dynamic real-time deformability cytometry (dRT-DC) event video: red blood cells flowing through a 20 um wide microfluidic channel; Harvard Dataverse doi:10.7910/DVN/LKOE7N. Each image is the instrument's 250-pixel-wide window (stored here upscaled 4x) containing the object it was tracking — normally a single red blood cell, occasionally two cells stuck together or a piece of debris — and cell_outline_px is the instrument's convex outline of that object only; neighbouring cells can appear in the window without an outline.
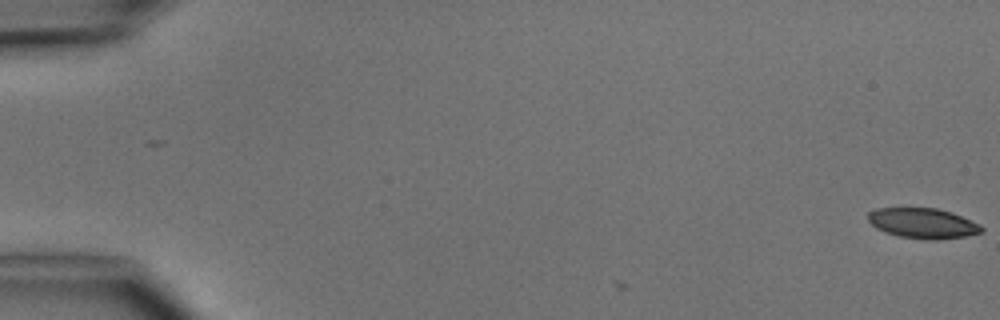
{"species": "common noctule bat (a hibernating species)", "species_latin": "Nyctalus noctula", "temperature_condition": "cold", "stored_images_in_passage": 5, "camera_frame_rate_fps": 3000, "um_per_image_px": 0.085, "animal": {"sex": "male", "body_mass_g": 15.6}, "frame": {"image": 1, "passage_image": 1, "time_ms": 0.0, "image_size_px": [1000, 320], "cell_outline_px": [[984, 232], [964, 236], [936, 240], [900, 236], [884, 232], [876, 228], [868, 220], [868, 212], [876, 208], [936, 208], [952, 212], [980, 224], [984, 228]], "centroid_in_image_um": [78.45, 18.97], "position_along_channel_um": 6.5, "area_um2": 19.94}}
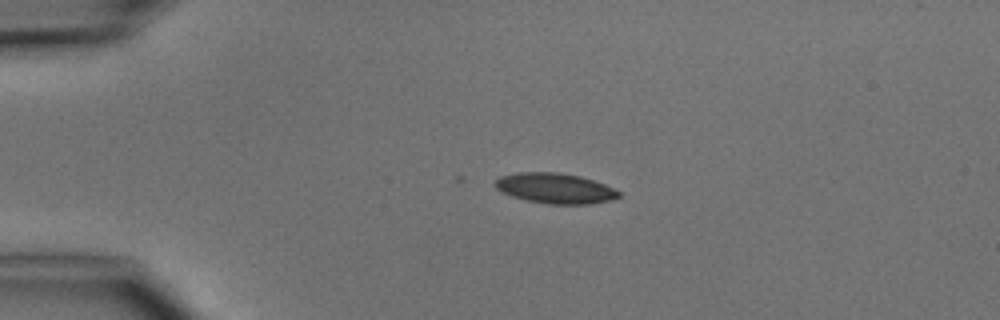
{"frame": {"image": 2, "passage_image": 4, "time_ms": 3.667, "image_size_px": [1000, 320], "cell_outline_px": [[620, 196], [612, 200], [588, 204], [548, 204], [528, 200], [512, 196], [496, 188], [496, 180], [500, 176], [516, 172], [560, 172], [580, 176], [604, 184], [620, 192]], "centroid_in_image_um": [47.2, 16.0], "position_along_channel_um": 37.8, "area_um2": 21.68}}